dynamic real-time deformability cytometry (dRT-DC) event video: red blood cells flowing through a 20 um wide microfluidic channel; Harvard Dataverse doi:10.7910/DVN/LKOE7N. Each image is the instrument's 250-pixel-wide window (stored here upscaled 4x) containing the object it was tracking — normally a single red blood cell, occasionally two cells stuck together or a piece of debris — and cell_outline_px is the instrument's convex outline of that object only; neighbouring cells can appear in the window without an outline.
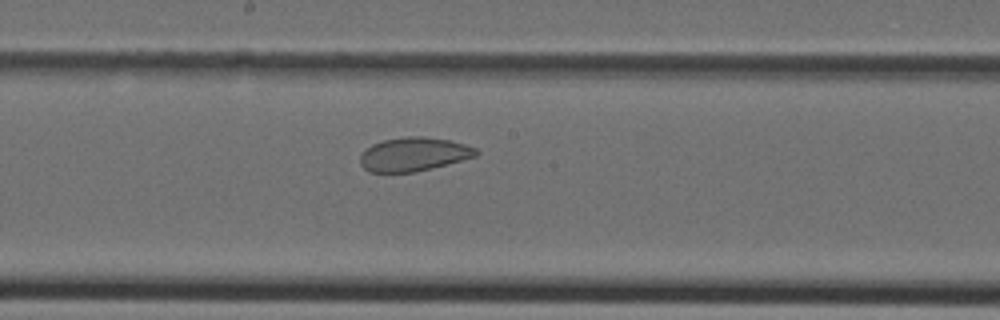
{"species": "Egyptian fruit bat (a non-hibernating species)", "species_latin": "Rousettus aegyptiacus", "temperature_condition": "cold", "stored_images_in_passage": 39, "camera_frame_rate_fps": 3000, "um_per_image_px": 0.085, "animal": {"sex": "female"}, "frame": {"image": 1, "passage_image": 21, "time_ms": 6.667, "image_size_px": [1000, 320], "cell_outline_px": [[480, 152], [476, 156], [412, 172], [368, 172], [360, 164], [360, 156], [372, 144], [384, 140], [404, 136], [424, 136], [448, 140], [464, 144], [476, 148]], "centroid_in_image_um": [35.14, 13.1], "position_along_channel_um": 213.1, "area_um2": 22.43}}
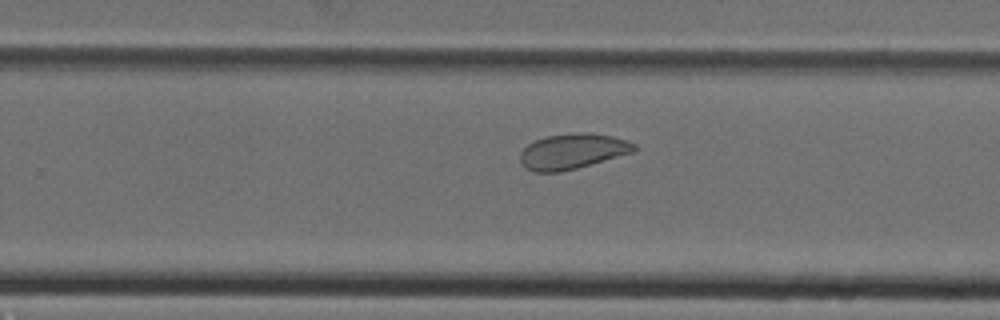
{"frame": {"image": 2, "passage_image": 25, "time_ms": 8.0, "image_size_px": [1000, 320], "cell_outline_px": [[636, 148], [632, 152], [576, 168], [560, 172], [532, 172], [524, 168], [520, 160], [520, 152], [528, 144], [544, 136], [584, 132], [588, 132], [612, 136], [636, 144]], "centroid_in_image_um": [48.6, 12.87], "position_along_channel_um": 281.2, "area_um2": 23.29}}
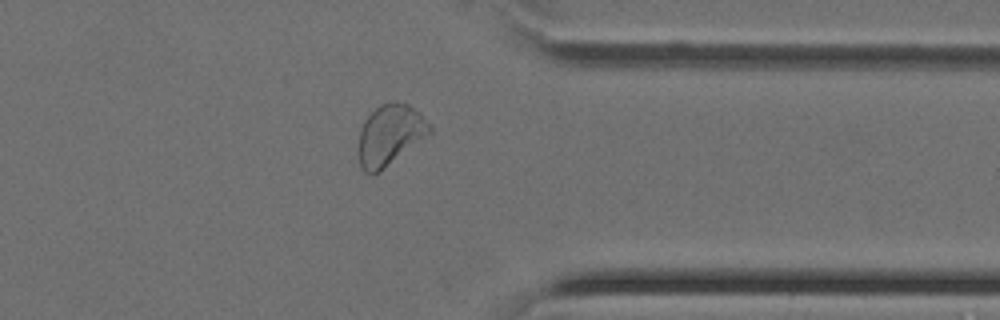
{"frame": {"image": 3, "passage_image": 31, "time_ms": 10.0, "image_size_px": [1000, 320], "cell_outline_px": [[432, 132], [380, 172], [372, 176], [364, 172], [360, 168], [360, 132], [364, 120], [380, 104], [408, 104], [420, 112], [432, 128]], "centroid_in_image_um": [33.15, 11.52], "position_along_channel_um": 378.2, "area_um2": 24.74}}